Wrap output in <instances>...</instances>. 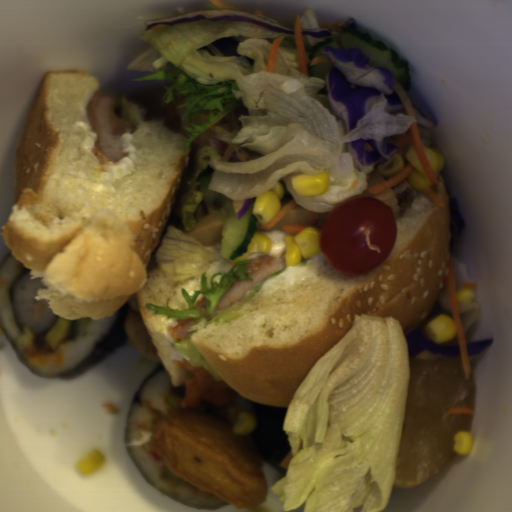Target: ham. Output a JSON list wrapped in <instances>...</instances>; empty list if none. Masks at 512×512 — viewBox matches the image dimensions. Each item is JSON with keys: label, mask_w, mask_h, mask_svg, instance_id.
<instances>
[{"label": "ham", "mask_w": 512, "mask_h": 512, "mask_svg": "<svg viewBox=\"0 0 512 512\" xmlns=\"http://www.w3.org/2000/svg\"><path fill=\"white\" fill-rule=\"evenodd\" d=\"M31 336L32 341L38 351H42L45 353L53 351L54 348H52L45 331L41 335L31 333Z\"/></svg>", "instance_id": "obj_1"}]
</instances>
